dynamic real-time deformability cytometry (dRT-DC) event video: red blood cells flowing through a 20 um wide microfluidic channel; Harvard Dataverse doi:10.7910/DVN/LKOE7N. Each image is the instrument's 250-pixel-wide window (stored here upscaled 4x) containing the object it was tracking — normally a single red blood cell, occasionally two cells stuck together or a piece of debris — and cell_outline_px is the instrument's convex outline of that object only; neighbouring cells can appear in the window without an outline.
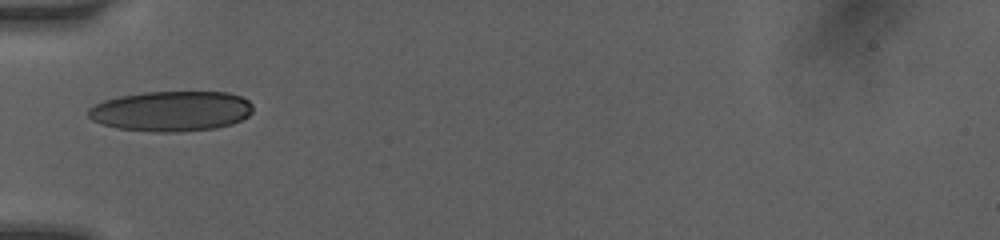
{"species": "human", "species_latin": "Homo sapiens", "temperature_condition": "room temperature", "stored_images_in_passage": 52, "camera_frame_rate_fps": 3000, "um_per_image_px": 0.085, "donor": {"sex": "female"}, "frame": {"image": 1, "passage_image": 1, "time_ms": 0.0, "image_size_px": [1000, 240], "cell_outline_px": [[252, 112], [248, 116], [232, 124], [216, 128], [176, 132], [152, 132], [116, 128], [100, 124], [92, 120], [88, 116], [88, 108], [104, 100], [120, 96], [144, 92], [228, 92], [240, 96], [248, 100], [252, 104]], "centroid_in_image_um": [14.54, 9.45], "position_along_channel_um": 70.5, "area_um2": 38.78}}
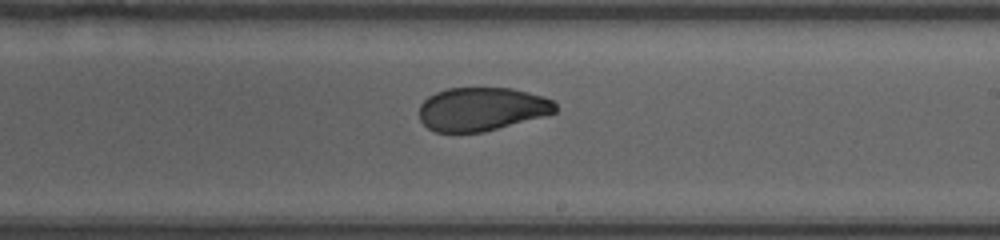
{"frame": {"image": 2, "passage_image": 24, "time_ms": 4.333, "image_size_px": [1000, 240], "cell_outline_px": [[556, 112], [484, 132], [436, 132], [428, 128], [420, 120], [420, 104], [428, 96], [436, 92], [448, 88], [512, 88], [528, 92], [552, 100], [556, 104]], "centroid_in_image_um": [40.91, 9.27], "position_along_channel_um": 248.1, "area_um2": 34.22}}
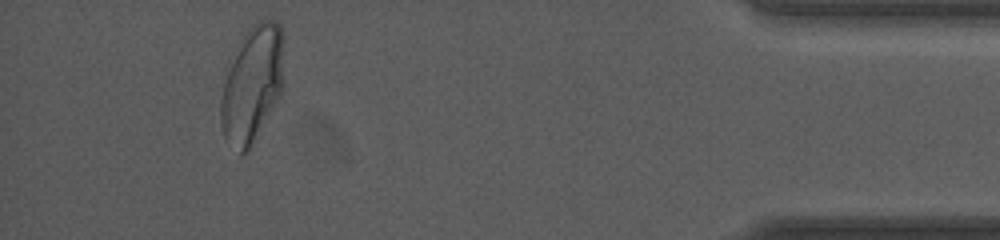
{"frame": {"image": 3, "passage_image": 47, "time_ms": 9.667, "image_size_px": [1000, 240], "cell_outline_px": [[284, 88], [280, 96], [252, 148], [240, 156], [224, 140], [220, 124], [220, 100], [228, 60], [240, 40], [252, 24], [256, 20], [272, 20], [280, 24], [284, 36]], "centroid_in_image_um": [21.44, 7.18], "position_along_channel_um": 413.8, "area_um2": 44.62}, "authors_computed_cell_mechanics": {"area_um2": 36.8764, "velocity_mm_per_s": 4.1113, "shape_relaxation_time_tau1_ms": 10.7472, "shape_relaxation_time_tau2_ms": 1.2365, "deformation_change_tau1": 0.2498, "deformation_change_tau2": 0.0623}}